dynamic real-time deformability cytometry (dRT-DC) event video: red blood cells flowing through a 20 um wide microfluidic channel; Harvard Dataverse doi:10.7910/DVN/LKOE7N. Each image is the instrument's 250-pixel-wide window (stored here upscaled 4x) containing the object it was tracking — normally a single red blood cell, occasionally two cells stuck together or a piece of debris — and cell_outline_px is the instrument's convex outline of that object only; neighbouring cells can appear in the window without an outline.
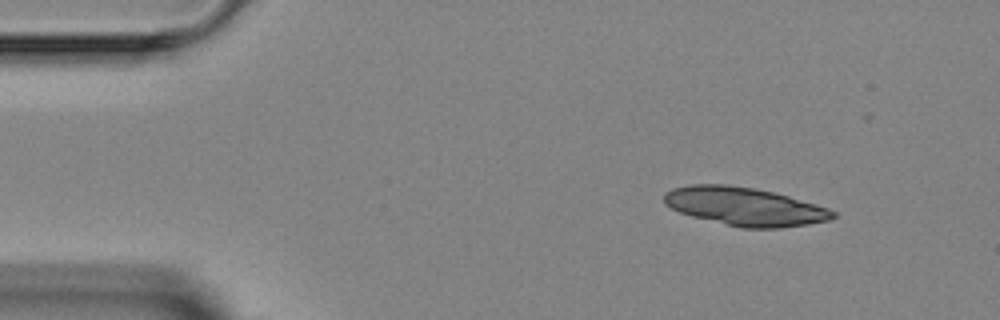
{"species": "Egyptian fruit bat (a non-hibernating species)", "species_latin": "Rousettus aegyptiacus", "temperature_condition": "room temperature", "stored_images_in_passage": 2, "camera_frame_rate_fps": 3000, "um_per_image_px": 0.085, "animal": {"sex": "female"}, "frame": {"image": 1, "passage_image": 2, "time_ms": 2.333, "image_size_px": [1000, 320], "cell_outline_px": [[836, 216], [832, 220], [808, 224], [780, 228], [740, 228], [692, 216], [680, 212], [664, 204], [664, 192], [672, 188], [692, 184], [728, 184], [752, 188], [772, 192], [788, 196], [828, 208], [836, 212]], "centroid_in_image_um": [63.29, 17.55], "position_along_channel_um": 21.7, "area_um2": 37.63}}